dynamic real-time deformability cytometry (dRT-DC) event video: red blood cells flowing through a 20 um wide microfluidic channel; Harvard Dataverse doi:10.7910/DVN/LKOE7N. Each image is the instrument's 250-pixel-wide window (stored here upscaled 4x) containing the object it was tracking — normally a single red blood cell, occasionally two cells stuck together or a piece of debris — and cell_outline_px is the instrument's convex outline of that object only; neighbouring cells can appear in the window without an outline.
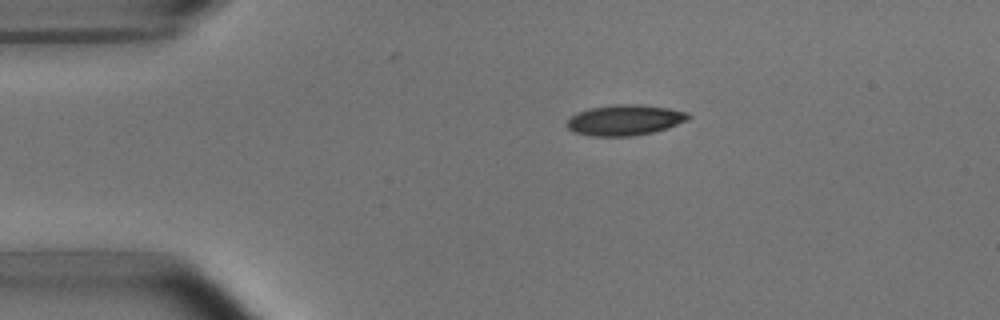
{"species": "common noctule bat (a hibernating species)", "species_latin": "Nyctalus noctula", "temperature_condition": "room temperature", "stored_images_in_passage": 4, "camera_frame_rate_fps": 3000, "um_per_image_px": 0.085, "animal": {"sex": "male", "body_mass_g": 15.6}, "frame": {"image": 1, "passage_image": 1, "time_ms": 0.0, "image_size_px": [1000, 320], "cell_outline_px": [[692, 116], [688, 120], [668, 128], [652, 132], [632, 136], [592, 136], [576, 132], [568, 128], [564, 124], [576, 112], [592, 108], [616, 104], [640, 104], [668, 108], [688, 112]], "centroid_in_image_um": [53.13, 10.2], "position_along_channel_um": 31.9, "area_um2": 21.68}}
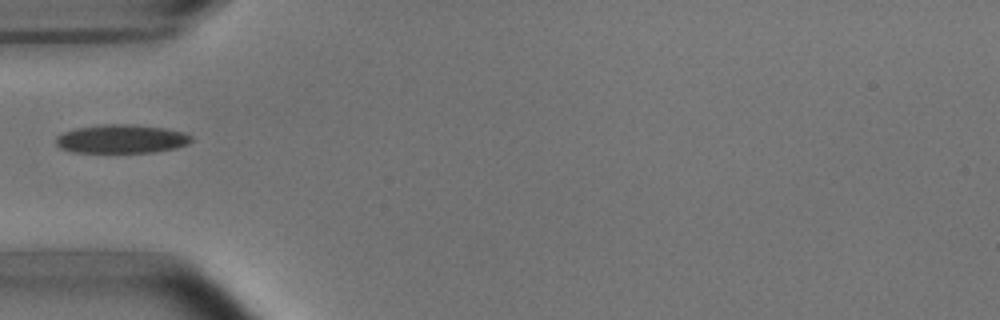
{"frame": {"image": 2, "passage_image": 3, "time_ms": 2.333, "image_size_px": [1000, 320], "cell_outline_px": [[192, 140], [188, 144], [176, 148], [152, 152], [72, 152], [60, 148], [56, 144], [56, 136], [64, 132], [76, 128], [100, 124], [132, 124], [164, 128], [184, 132], [192, 136]], "centroid_in_image_um": [10.32, 11.8], "position_along_channel_um": 74.7, "area_um2": 22.66}}